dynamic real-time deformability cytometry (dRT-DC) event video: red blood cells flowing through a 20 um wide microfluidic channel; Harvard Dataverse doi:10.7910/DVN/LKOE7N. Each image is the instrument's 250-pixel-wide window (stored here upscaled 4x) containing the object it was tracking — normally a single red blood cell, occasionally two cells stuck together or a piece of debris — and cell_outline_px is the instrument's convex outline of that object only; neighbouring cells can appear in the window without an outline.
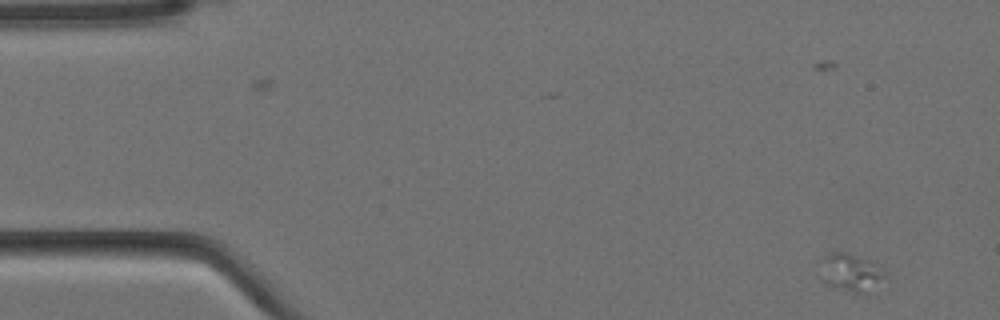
{"species": "Egyptian fruit bat (a non-hibernating species)", "species_latin": "Rousettus aegyptiacus", "temperature_condition": "cold", "stored_images_in_passage": 6, "camera_frame_rate_fps": 3000, "um_per_image_px": 0.085, "animal": {"sex": "female"}, "frame": {"image": 1, "passage_image": 1, "time_ms": 0.0, "image_size_px": [1000, 320], "cell_outline_px": [[884, 276], [856, 292], [824, 284], [820, 280], [816, 260], [828, 252], [848, 252], [868, 260], [884, 272]], "centroid_in_image_um": [72.02, 23.04], "position_along_channel_um": 13.0, "area_um2": 13.64}}
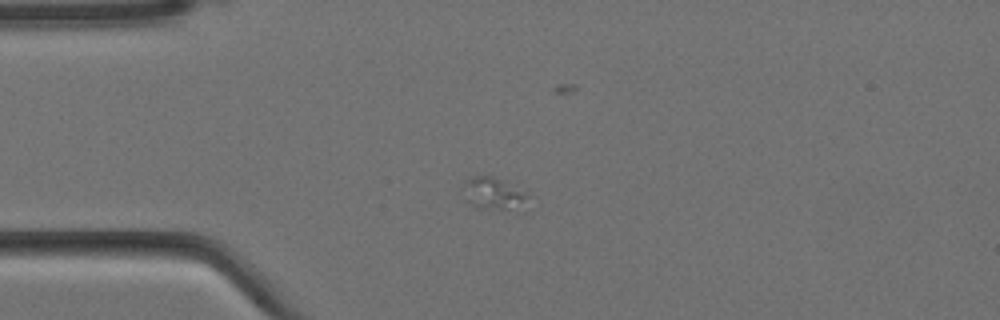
{"frame": {"image": 2, "passage_image": 4, "time_ms": 1.0, "image_size_px": [1000, 320], "cell_outline_px": [[528, 196], [508, 208], [480, 208], [464, 200], [460, 188], [464, 180], [468, 176], [492, 176], [504, 180], [528, 192]], "centroid_in_image_um": [41.75, 16.35], "position_along_channel_um": 43.3, "area_um2": 11.79}}